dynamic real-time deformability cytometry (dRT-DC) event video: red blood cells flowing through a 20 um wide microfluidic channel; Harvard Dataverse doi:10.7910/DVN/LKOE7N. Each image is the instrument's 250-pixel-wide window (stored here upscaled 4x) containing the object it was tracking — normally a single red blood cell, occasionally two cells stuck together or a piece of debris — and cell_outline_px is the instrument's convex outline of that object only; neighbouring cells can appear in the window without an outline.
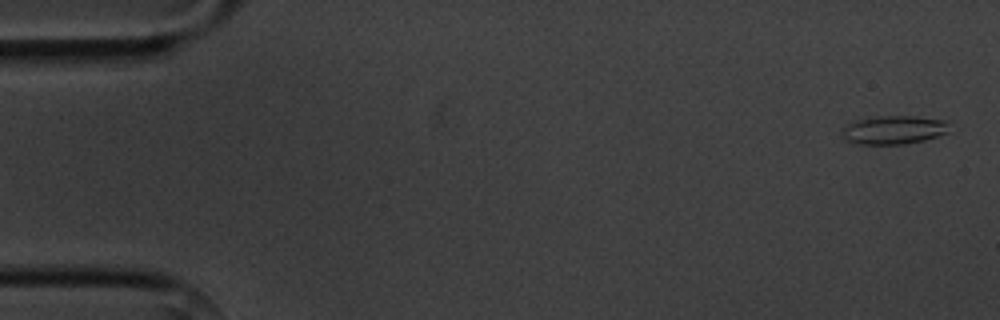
{"species": "common noctule bat (a hibernating species)", "species_latin": "Nyctalus noctula", "temperature_condition": "cold", "stored_images_in_passage": 6, "camera_frame_rate_fps": 3000, "um_per_image_px": 0.085, "animal": {"sex": "male", "body_mass_g": 20.1, "forearm_length_mm": 53.5}, "frame": {"image": 1, "passage_image": 1, "time_ms": 0.0, "image_size_px": [1000, 320], "cell_outline_px": [[948, 132], [924, 140], [904, 144], [860, 144], [844, 140], [840, 132], [840, 128], [848, 124], [860, 120], [880, 116], [916, 116], [948, 120]], "centroid_in_image_um": [75.96, 11.04], "position_along_channel_um": 9.0, "area_um2": 17.86}}